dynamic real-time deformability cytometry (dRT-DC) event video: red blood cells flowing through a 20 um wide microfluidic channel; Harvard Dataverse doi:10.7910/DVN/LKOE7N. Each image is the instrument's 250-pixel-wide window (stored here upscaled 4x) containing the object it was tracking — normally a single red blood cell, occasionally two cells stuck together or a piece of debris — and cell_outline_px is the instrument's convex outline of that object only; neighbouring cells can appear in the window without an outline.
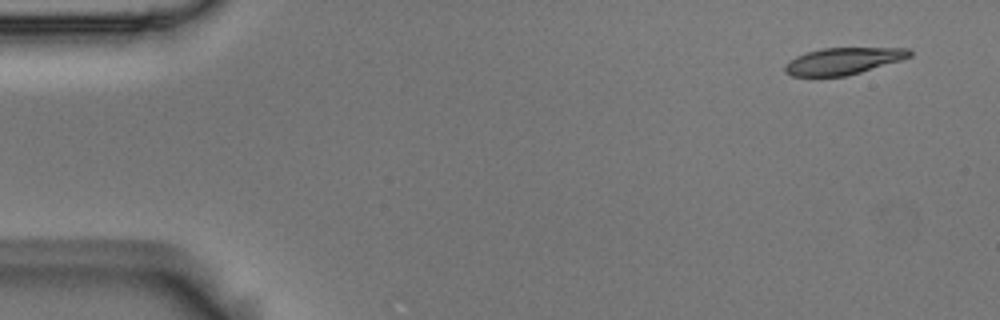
{"species": "Egyptian fruit bat (a non-hibernating species)", "species_latin": "Rousettus aegyptiacus", "temperature_condition": "room temperature", "stored_images_in_passage": 10, "camera_frame_rate_fps": 3000, "um_per_image_px": 0.085, "animal": {"sex": "male"}, "frame": {"image": 1, "passage_image": 1, "time_ms": 0.0, "image_size_px": [1000, 320], "cell_outline_px": [[912, 56], [904, 60], [860, 72], [844, 76], [792, 76], [784, 72], [784, 64], [796, 56], [820, 48], [908, 48], [912, 52]], "centroid_in_image_um": [71.68, 5.18], "position_along_channel_um": 13.3, "area_um2": 19.54}}
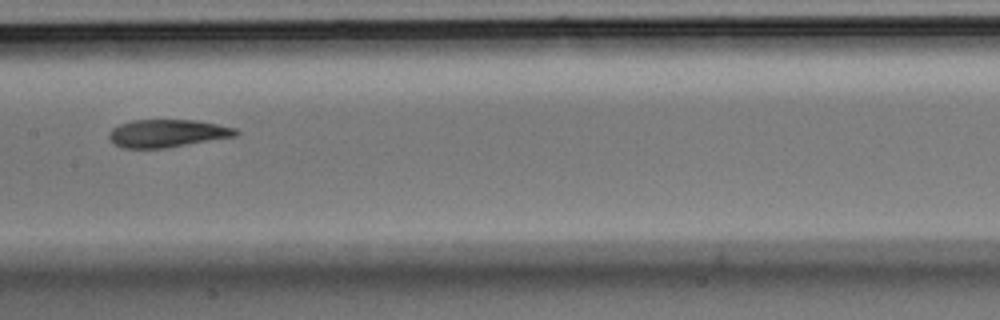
{"frame": {"image": 2, "passage_image": 8, "time_ms": 2.333, "image_size_px": [1000, 320], "cell_outline_px": [[240, 132], [236, 136], [164, 148], [124, 148], [112, 144], [108, 136], [112, 128], [120, 124], [132, 120], [196, 120], [236, 128]], "centroid_in_image_um": [14.2, 11.33], "position_along_channel_um": 193.2, "area_um2": 20.46}}
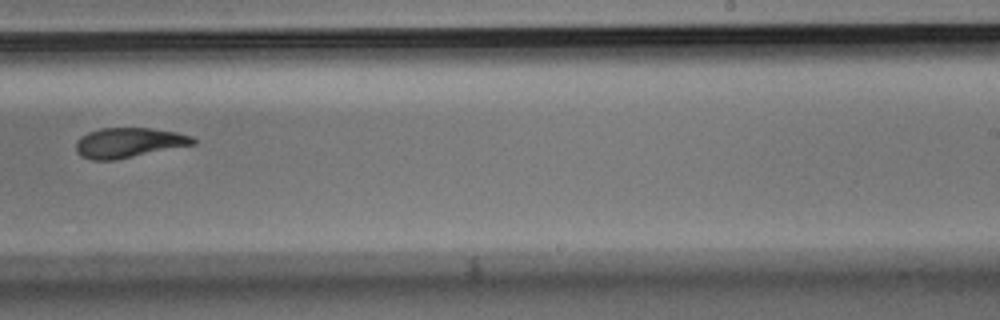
{"frame": {"image": 3, "passage_image": 10, "time_ms": 3.0, "image_size_px": [1000, 320], "cell_outline_px": [[196, 144], [112, 160], [92, 160], [80, 156], [76, 152], [76, 140], [80, 136], [88, 132], [100, 128], [152, 128], [176, 132], [192, 136], [196, 140]], "centroid_in_image_um": [10.91, 12.12], "position_along_channel_um": 278.1, "area_um2": 20.4}}